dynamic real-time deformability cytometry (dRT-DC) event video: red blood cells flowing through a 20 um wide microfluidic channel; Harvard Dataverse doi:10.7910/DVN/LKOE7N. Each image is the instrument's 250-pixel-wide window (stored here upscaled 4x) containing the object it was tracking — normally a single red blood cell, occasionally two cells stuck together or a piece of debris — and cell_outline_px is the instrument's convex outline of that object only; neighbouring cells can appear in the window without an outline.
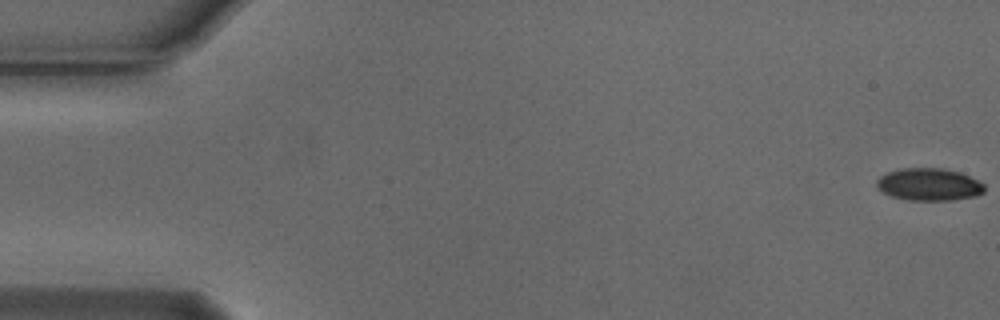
{"species": "Egyptian fruit bat (a non-hibernating species)", "species_latin": "Rousettus aegyptiacus", "temperature_condition": "cold", "stored_images_in_passage": 12, "camera_frame_rate_fps": 3000, "um_per_image_px": 0.085, "animal": {"sex": "male"}, "frame": {"image": 1, "passage_image": 1, "time_ms": 0.0, "image_size_px": [1000, 320], "cell_outline_px": [[984, 192], [976, 196], [952, 200], [908, 200], [892, 196], [876, 188], [876, 180], [880, 176], [888, 172], [900, 168], [944, 168], [960, 172], [984, 184]], "centroid_in_image_um": [78.95, 15.67], "position_along_channel_um": 6.1, "area_um2": 20.35}}